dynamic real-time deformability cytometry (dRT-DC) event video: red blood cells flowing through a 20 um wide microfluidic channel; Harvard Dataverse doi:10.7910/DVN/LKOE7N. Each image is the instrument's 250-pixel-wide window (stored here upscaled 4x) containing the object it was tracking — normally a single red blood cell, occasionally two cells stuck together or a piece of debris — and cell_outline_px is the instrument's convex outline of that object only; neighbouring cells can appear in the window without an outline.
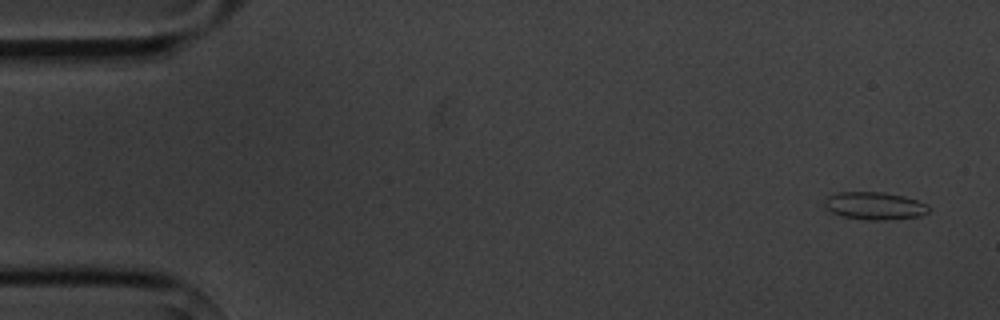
{"species": "common noctule bat (a hibernating species)", "species_latin": "Nyctalus noctula", "temperature_condition": "cold", "stored_images_in_passage": 7, "camera_frame_rate_fps": 3000, "um_per_image_px": 0.085, "animal": {"sex": "male", "body_mass_g": 20.1, "forearm_length_mm": 53.5}, "frame": {"image": 1, "passage_image": 1, "time_ms": 0.0, "image_size_px": [1000, 320], "cell_outline_px": [[932, 208], [928, 212], [920, 216], [884, 220], [868, 220], [844, 216], [832, 212], [824, 208], [824, 200], [828, 196], [836, 192], [884, 192], [904, 196], [928, 204]], "centroid_in_image_um": [74.35, 17.49], "position_along_channel_um": 10.6, "area_um2": 16.88}}
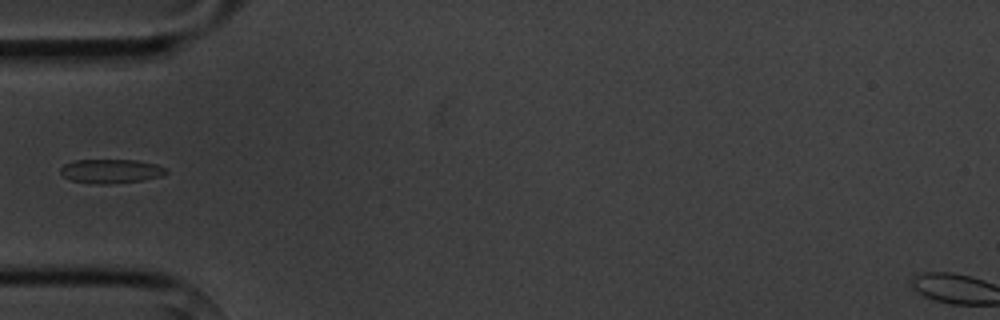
{"frame": {"image": 2, "passage_image": 5, "time_ms": 5.0, "image_size_px": [1000, 320], "cell_outline_px": [[168, 172], [160, 176], [144, 180], [108, 184], [92, 184], [72, 180], [64, 176], [60, 172], [60, 168], [64, 164], [76, 160], [136, 160], [156, 164], [168, 168]], "centroid_in_image_um": [9.45, 14.55], "position_along_channel_um": 75.6, "area_um2": 14.85}}
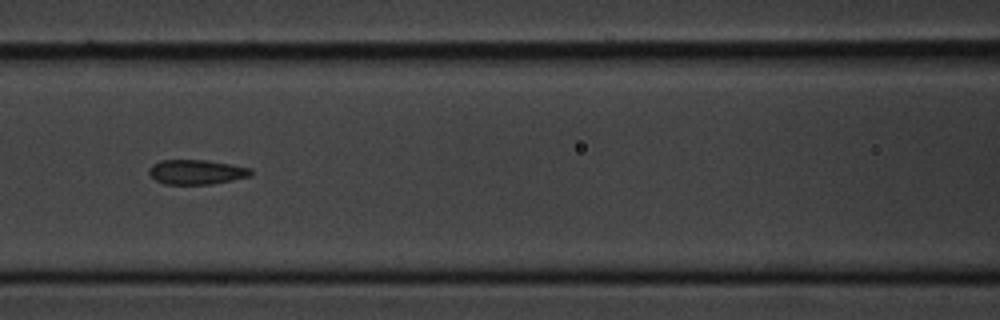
{"frame": {"image": 3, "passage_image": 7, "time_ms": 7.0, "image_size_px": [1000, 320], "cell_outline_px": [[252, 176], [212, 184], [164, 184], [156, 180], [148, 172], [148, 168], [152, 164], [160, 160], [208, 160], [232, 164], [252, 168]], "centroid_in_image_um": [16.72, 14.61], "position_along_channel_um": 149.9, "area_um2": 14.8}}